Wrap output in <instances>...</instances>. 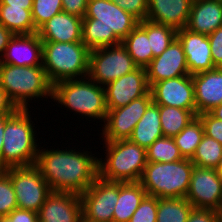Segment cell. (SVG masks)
Returning a JSON list of instances; mask_svg holds the SVG:
<instances>
[{
	"mask_svg": "<svg viewBox=\"0 0 222 222\" xmlns=\"http://www.w3.org/2000/svg\"><path fill=\"white\" fill-rule=\"evenodd\" d=\"M39 146L36 165L51 191L84 193L99 176L98 156L88 151L51 148ZM55 149V150H54ZM76 150V151H75ZM94 155V156H93Z\"/></svg>",
	"mask_w": 222,
	"mask_h": 222,
	"instance_id": "obj_1",
	"label": "cell"
},
{
	"mask_svg": "<svg viewBox=\"0 0 222 222\" xmlns=\"http://www.w3.org/2000/svg\"><path fill=\"white\" fill-rule=\"evenodd\" d=\"M30 112L29 109H17L5 115L1 169L36 164L38 134Z\"/></svg>",
	"mask_w": 222,
	"mask_h": 222,
	"instance_id": "obj_2",
	"label": "cell"
},
{
	"mask_svg": "<svg viewBox=\"0 0 222 222\" xmlns=\"http://www.w3.org/2000/svg\"><path fill=\"white\" fill-rule=\"evenodd\" d=\"M52 99L61 104L74 115L105 122L107 104L104 86L91 80L88 76L80 79H69L53 85ZM73 110V111H72ZM87 116V117H86ZM101 120V121H100Z\"/></svg>",
	"mask_w": 222,
	"mask_h": 222,
	"instance_id": "obj_3",
	"label": "cell"
},
{
	"mask_svg": "<svg viewBox=\"0 0 222 222\" xmlns=\"http://www.w3.org/2000/svg\"><path fill=\"white\" fill-rule=\"evenodd\" d=\"M0 88L17 109L31 108L28 102L35 99H52L53 85L48 80L43 66L0 64Z\"/></svg>",
	"mask_w": 222,
	"mask_h": 222,
	"instance_id": "obj_4",
	"label": "cell"
},
{
	"mask_svg": "<svg viewBox=\"0 0 222 222\" xmlns=\"http://www.w3.org/2000/svg\"><path fill=\"white\" fill-rule=\"evenodd\" d=\"M105 159H98L99 176L107 181L139 182L147 164L146 148L129 139L103 141Z\"/></svg>",
	"mask_w": 222,
	"mask_h": 222,
	"instance_id": "obj_5",
	"label": "cell"
},
{
	"mask_svg": "<svg viewBox=\"0 0 222 222\" xmlns=\"http://www.w3.org/2000/svg\"><path fill=\"white\" fill-rule=\"evenodd\" d=\"M194 167L190 159L174 162H147L139 183L147 195L157 198H185Z\"/></svg>",
	"mask_w": 222,
	"mask_h": 222,
	"instance_id": "obj_6",
	"label": "cell"
},
{
	"mask_svg": "<svg viewBox=\"0 0 222 222\" xmlns=\"http://www.w3.org/2000/svg\"><path fill=\"white\" fill-rule=\"evenodd\" d=\"M90 50L83 42H43L42 66L52 85L88 76Z\"/></svg>",
	"mask_w": 222,
	"mask_h": 222,
	"instance_id": "obj_7",
	"label": "cell"
},
{
	"mask_svg": "<svg viewBox=\"0 0 222 222\" xmlns=\"http://www.w3.org/2000/svg\"><path fill=\"white\" fill-rule=\"evenodd\" d=\"M10 177L19 209L38 213L52 192L36 164L3 169Z\"/></svg>",
	"mask_w": 222,
	"mask_h": 222,
	"instance_id": "obj_8",
	"label": "cell"
},
{
	"mask_svg": "<svg viewBox=\"0 0 222 222\" xmlns=\"http://www.w3.org/2000/svg\"><path fill=\"white\" fill-rule=\"evenodd\" d=\"M136 68L122 43L90 50L88 77L101 86L117 80Z\"/></svg>",
	"mask_w": 222,
	"mask_h": 222,
	"instance_id": "obj_9",
	"label": "cell"
},
{
	"mask_svg": "<svg viewBox=\"0 0 222 222\" xmlns=\"http://www.w3.org/2000/svg\"><path fill=\"white\" fill-rule=\"evenodd\" d=\"M82 218L88 222H113L114 208L118 202V182L98 176L80 195Z\"/></svg>",
	"mask_w": 222,
	"mask_h": 222,
	"instance_id": "obj_10",
	"label": "cell"
},
{
	"mask_svg": "<svg viewBox=\"0 0 222 222\" xmlns=\"http://www.w3.org/2000/svg\"><path fill=\"white\" fill-rule=\"evenodd\" d=\"M152 102V95L149 92L126 106L108 109L105 122L101 124L103 128L100 133L102 141L129 139L137 122Z\"/></svg>",
	"mask_w": 222,
	"mask_h": 222,
	"instance_id": "obj_11",
	"label": "cell"
},
{
	"mask_svg": "<svg viewBox=\"0 0 222 222\" xmlns=\"http://www.w3.org/2000/svg\"><path fill=\"white\" fill-rule=\"evenodd\" d=\"M194 208L222 209V177L214 168L194 165L185 197Z\"/></svg>",
	"mask_w": 222,
	"mask_h": 222,
	"instance_id": "obj_12",
	"label": "cell"
},
{
	"mask_svg": "<svg viewBox=\"0 0 222 222\" xmlns=\"http://www.w3.org/2000/svg\"><path fill=\"white\" fill-rule=\"evenodd\" d=\"M83 19H93V26H103L107 35H116L121 41L139 21L110 0H88Z\"/></svg>",
	"mask_w": 222,
	"mask_h": 222,
	"instance_id": "obj_13",
	"label": "cell"
},
{
	"mask_svg": "<svg viewBox=\"0 0 222 222\" xmlns=\"http://www.w3.org/2000/svg\"><path fill=\"white\" fill-rule=\"evenodd\" d=\"M153 103L191 110L196 114L192 75H185L153 83L150 86Z\"/></svg>",
	"mask_w": 222,
	"mask_h": 222,
	"instance_id": "obj_14",
	"label": "cell"
},
{
	"mask_svg": "<svg viewBox=\"0 0 222 222\" xmlns=\"http://www.w3.org/2000/svg\"><path fill=\"white\" fill-rule=\"evenodd\" d=\"M107 109L126 106L150 92L146 69L137 67L130 73L104 86Z\"/></svg>",
	"mask_w": 222,
	"mask_h": 222,
	"instance_id": "obj_15",
	"label": "cell"
},
{
	"mask_svg": "<svg viewBox=\"0 0 222 222\" xmlns=\"http://www.w3.org/2000/svg\"><path fill=\"white\" fill-rule=\"evenodd\" d=\"M145 69L149 86L162 80L190 75L182 44L177 38Z\"/></svg>",
	"mask_w": 222,
	"mask_h": 222,
	"instance_id": "obj_16",
	"label": "cell"
},
{
	"mask_svg": "<svg viewBox=\"0 0 222 222\" xmlns=\"http://www.w3.org/2000/svg\"><path fill=\"white\" fill-rule=\"evenodd\" d=\"M176 38L182 44L190 75L215 68L208 35L195 33L187 28H182L177 30Z\"/></svg>",
	"mask_w": 222,
	"mask_h": 222,
	"instance_id": "obj_17",
	"label": "cell"
},
{
	"mask_svg": "<svg viewBox=\"0 0 222 222\" xmlns=\"http://www.w3.org/2000/svg\"><path fill=\"white\" fill-rule=\"evenodd\" d=\"M39 222H80L82 204L80 195L52 191L38 211Z\"/></svg>",
	"mask_w": 222,
	"mask_h": 222,
	"instance_id": "obj_18",
	"label": "cell"
},
{
	"mask_svg": "<svg viewBox=\"0 0 222 222\" xmlns=\"http://www.w3.org/2000/svg\"><path fill=\"white\" fill-rule=\"evenodd\" d=\"M43 42L38 33L15 34L10 39L0 64L42 66Z\"/></svg>",
	"mask_w": 222,
	"mask_h": 222,
	"instance_id": "obj_19",
	"label": "cell"
},
{
	"mask_svg": "<svg viewBox=\"0 0 222 222\" xmlns=\"http://www.w3.org/2000/svg\"><path fill=\"white\" fill-rule=\"evenodd\" d=\"M196 115L210 112L222 103V68L192 75Z\"/></svg>",
	"mask_w": 222,
	"mask_h": 222,
	"instance_id": "obj_20",
	"label": "cell"
},
{
	"mask_svg": "<svg viewBox=\"0 0 222 222\" xmlns=\"http://www.w3.org/2000/svg\"><path fill=\"white\" fill-rule=\"evenodd\" d=\"M82 20L62 11L44 23L37 33L42 42H82Z\"/></svg>",
	"mask_w": 222,
	"mask_h": 222,
	"instance_id": "obj_21",
	"label": "cell"
},
{
	"mask_svg": "<svg viewBox=\"0 0 222 222\" xmlns=\"http://www.w3.org/2000/svg\"><path fill=\"white\" fill-rule=\"evenodd\" d=\"M193 0H148L146 20L168 25L176 30L185 28Z\"/></svg>",
	"mask_w": 222,
	"mask_h": 222,
	"instance_id": "obj_22",
	"label": "cell"
},
{
	"mask_svg": "<svg viewBox=\"0 0 222 222\" xmlns=\"http://www.w3.org/2000/svg\"><path fill=\"white\" fill-rule=\"evenodd\" d=\"M222 26V0H193L185 28L210 35Z\"/></svg>",
	"mask_w": 222,
	"mask_h": 222,
	"instance_id": "obj_23",
	"label": "cell"
},
{
	"mask_svg": "<svg viewBox=\"0 0 222 222\" xmlns=\"http://www.w3.org/2000/svg\"><path fill=\"white\" fill-rule=\"evenodd\" d=\"M146 195L139 182H118V202L114 208L113 222H129Z\"/></svg>",
	"mask_w": 222,
	"mask_h": 222,
	"instance_id": "obj_24",
	"label": "cell"
},
{
	"mask_svg": "<svg viewBox=\"0 0 222 222\" xmlns=\"http://www.w3.org/2000/svg\"><path fill=\"white\" fill-rule=\"evenodd\" d=\"M163 136L159 105L152 102L146 109L142 118L137 122L129 140L147 149L158 138Z\"/></svg>",
	"mask_w": 222,
	"mask_h": 222,
	"instance_id": "obj_25",
	"label": "cell"
},
{
	"mask_svg": "<svg viewBox=\"0 0 222 222\" xmlns=\"http://www.w3.org/2000/svg\"><path fill=\"white\" fill-rule=\"evenodd\" d=\"M137 67L146 68L152 61V50L147 37V20L138 25L122 40Z\"/></svg>",
	"mask_w": 222,
	"mask_h": 222,
	"instance_id": "obj_26",
	"label": "cell"
},
{
	"mask_svg": "<svg viewBox=\"0 0 222 222\" xmlns=\"http://www.w3.org/2000/svg\"><path fill=\"white\" fill-rule=\"evenodd\" d=\"M32 9L0 5V23L15 34H33L38 30L32 20Z\"/></svg>",
	"mask_w": 222,
	"mask_h": 222,
	"instance_id": "obj_27",
	"label": "cell"
},
{
	"mask_svg": "<svg viewBox=\"0 0 222 222\" xmlns=\"http://www.w3.org/2000/svg\"><path fill=\"white\" fill-rule=\"evenodd\" d=\"M159 114L161 130L166 137H174L197 117L191 110L165 105H159Z\"/></svg>",
	"mask_w": 222,
	"mask_h": 222,
	"instance_id": "obj_28",
	"label": "cell"
},
{
	"mask_svg": "<svg viewBox=\"0 0 222 222\" xmlns=\"http://www.w3.org/2000/svg\"><path fill=\"white\" fill-rule=\"evenodd\" d=\"M193 208L186 198H158L156 222H186Z\"/></svg>",
	"mask_w": 222,
	"mask_h": 222,
	"instance_id": "obj_29",
	"label": "cell"
},
{
	"mask_svg": "<svg viewBox=\"0 0 222 222\" xmlns=\"http://www.w3.org/2000/svg\"><path fill=\"white\" fill-rule=\"evenodd\" d=\"M204 135V126L197 116L180 133L175 135L176 146L183 158L191 159Z\"/></svg>",
	"mask_w": 222,
	"mask_h": 222,
	"instance_id": "obj_30",
	"label": "cell"
},
{
	"mask_svg": "<svg viewBox=\"0 0 222 222\" xmlns=\"http://www.w3.org/2000/svg\"><path fill=\"white\" fill-rule=\"evenodd\" d=\"M82 42L89 50L122 43L116 35H107L105 27L93 26V19L82 20Z\"/></svg>",
	"mask_w": 222,
	"mask_h": 222,
	"instance_id": "obj_31",
	"label": "cell"
},
{
	"mask_svg": "<svg viewBox=\"0 0 222 222\" xmlns=\"http://www.w3.org/2000/svg\"><path fill=\"white\" fill-rule=\"evenodd\" d=\"M177 30L171 26L147 20V37L152 50V59L161 55L176 39Z\"/></svg>",
	"mask_w": 222,
	"mask_h": 222,
	"instance_id": "obj_32",
	"label": "cell"
},
{
	"mask_svg": "<svg viewBox=\"0 0 222 222\" xmlns=\"http://www.w3.org/2000/svg\"><path fill=\"white\" fill-rule=\"evenodd\" d=\"M221 156L222 144L204 134L190 160L197 167L215 169Z\"/></svg>",
	"mask_w": 222,
	"mask_h": 222,
	"instance_id": "obj_33",
	"label": "cell"
},
{
	"mask_svg": "<svg viewBox=\"0 0 222 222\" xmlns=\"http://www.w3.org/2000/svg\"><path fill=\"white\" fill-rule=\"evenodd\" d=\"M147 162H174L183 159L173 137L158 138L146 149Z\"/></svg>",
	"mask_w": 222,
	"mask_h": 222,
	"instance_id": "obj_34",
	"label": "cell"
},
{
	"mask_svg": "<svg viewBox=\"0 0 222 222\" xmlns=\"http://www.w3.org/2000/svg\"><path fill=\"white\" fill-rule=\"evenodd\" d=\"M63 11L62 0H33L32 20L38 30L54 15Z\"/></svg>",
	"mask_w": 222,
	"mask_h": 222,
	"instance_id": "obj_35",
	"label": "cell"
},
{
	"mask_svg": "<svg viewBox=\"0 0 222 222\" xmlns=\"http://www.w3.org/2000/svg\"><path fill=\"white\" fill-rule=\"evenodd\" d=\"M18 208L15 191L9 175L0 169V215H9Z\"/></svg>",
	"mask_w": 222,
	"mask_h": 222,
	"instance_id": "obj_36",
	"label": "cell"
},
{
	"mask_svg": "<svg viewBox=\"0 0 222 222\" xmlns=\"http://www.w3.org/2000/svg\"><path fill=\"white\" fill-rule=\"evenodd\" d=\"M158 198L146 195L129 222H156Z\"/></svg>",
	"mask_w": 222,
	"mask_h": 222,
	"instance_id": "obj_37",
	"label": "cell"
},
{
	"mask_svg": "<svg viewBox=\"0 0 222 222\" xmlns=\"http://www.w3.org/2000/svg\"><path fill=\"white\" fill-rule=\"evenodd\" d=\"M111 2L117 4L124 11L131 14L139 22L146 20L148 0H110Z\"/></svg>",
	"mask_w": 222,
	"mask_h": 222,
	"instance_id": "obj_38",
	"label": "cell"
},
{
	"mask_svg": "<svg viewBox=\"0 0 222 222\" xmlns=\"http://www.w3.org/2000/svg\"><path fill=\"white\" fill-rule=\"evenodd\" d=\"M197 116L203 123L204 134L222 144V120L213 117L209 112Z\"/></svg>",
	"mask_w": 222,
	"mask_h": 222,
	"instance_id": "obj_39",
	"label": "cell"
},
{
	"mask_svg": "<svg viewBox=\"0 0 222 222\" xmlns=\"http://www.w3.org/2000/svg\"><path fill=\"white\" fill-rule=\"evenodd\" d=\"M208 39L214 66L222 68V26L208 35Z\"/></svg>",
	"mask_w": 222,
	"mask_h": 222,
	"instance_id": "obj_40",
	"label": "cell"
},
{
	"mask_svg": "<svg viewBox=\"0 0 222 222\" xmlns=\"http://www.w3.org/2000/svg\"><path fill=\"white\" fill-rule=\"evenodd\" d=\"M186 222H218V211L214 209L193 208Z\"/></svg>",
	"mask_w": 222,
	"mask_h": 222,
	"instance_id": "obj_41",
	"label": "cell"
},
{
	"mask_svg": "<svg viewBox=\"0 0 222 222\" xmlns=\"http://www.w3.org/2000/svg\"><path fill=\"white\" fill-rule=\"evenodd\" d=\"M88 0H62L63 12L84 18Z\"/></svg>",
	"mask_w": 222,
	"mask_h": 222,
	"instance_id": "obj_42",
	"label": "cell"
},
{
	"mask_svg": "<svg viewBox=\"0 0 222 222\" xmlns=\"http://www.w3.org/2000/svg\"><path fill=\"white\" fill-rule=\"evenodd\" d=\"M7 216L16 218V222H39L38 213L26 209L16 208Z\"/></svg>",
	"mask_w": 222,
	"mask_h": 222,
	"instance_id": "obj_43",
	"label": "cell"
},
{
	"mask_svg": "<svg viewBox=\"0 0 222 222\" xmlns=\"http://www.w3.org/2000/svg\"><path fill=\"white\" fill-rule=\"evenodd\" d=\"M17 110V107L9 99L7 94L2 88H0V117L8 114H12Z\"/></svg>",
	"mask_w": 222,
	"mask_h": 222,
	"instance_id": "obj_44",
	"label": "cell"
},
{
	"mask_svg": "<svg viewBox=\"0 0 222 222\" xmlns=\"http://www.w3.org/2000/svg\"><path fill=\"white\" fill-rule=\"evenodd\" d=\"M13 33L0 23V59L2 58L5 49L13 37Z\"/></svg>",
	"mask_w": 222,
	"mask_h": 222,
	"instance_id": "obj_45",
	"label": "cell"
},
{
	"mask_svg": "<svg viewBox=\"0 0 222 222\" xmlns=\"http://www.w3.org/2000/svg\"><path fill=\"white\" fill-rule=\"evenodd\" d=\"M0 5H10L11 7L32 9L33 0H0Z\"/></svg>",
	"mask_w": 222,
	"mask_h": 222,
	"instance_id": "obj_46",
	"label": "cell"
},
{
	"mask_svg": "<svg viewBox=\"0 0 222 222\" xmlns=\"http://www.w3.org/2000/svg\"><path fill=\"white\" fill-rule=\"evenodd\" d=\"M4 129H5V115L0 117V169H1V154L3 148V136H4Z\"/></svg>",
	"mask_w": 222,
	"mask_h": 222,
	"instance_id": "obj_47",
	"label": "cell"
},
{
	"mask_svg": "<svg viewBox=\"0 0 222 222\" xmlns=\"http://www.w3.org/2000/svg\"><path fill=\"white\" fill-rule=\"evenodd\" d=\"M213 117L222 120V103L219 104L218 106L214 107L210 112H209Z\"/></svg>",
	"mask_w": 222,
	"mask_h": 222,
	"instance_id": "obj_48",
	"label": "cell"
},
{
	"mask_svg": "<svg viewBox=\"0 0 222 222\" xmlns=\"http://www.w3.org/2000/svg\"><path fill=\"white\" fill-rule=\"evenodd\" d=\"M215 170L222 177V156H221L219 163L216 166Z\"/></svg>",
	"mask_w": 222,
	"mask_h": 222,
	"instance_id": "obj_49",
	"label": "cell"
},
{
	"mask_svg": "<svg viewBox=\"0 0 222 222\" xmlns=\"http://www.w3.org/2000/svg\"><path fill=\"white\" fill-rule=\"evenodd\" d=\"M1 222H16V218H9L7 215L2 216Z\"/></svg>",
	"mask_w": 222,
	"mask_h": 222,
	"instance_id": "obj_50",
	"label": "cell"
},
{
	"mask_svg": "<svg viewBox=\"0 0 222 222\" xmlns=\"http://www.w3.org/2000/svg\"><path fill=\"white\" fill-rule=\"evenodd\" d=\"M218 222H222V209L218 211Z\"/></svg>",
	"mask_w": 222,
	"mask_h": 222,
	"instance_id": "obj_51",
	"label": "cell"
},
{
	"mask_svg": "<svg viewBox=\"0 0 222 222\" xmlns=\"http://www.w3.org/2000/svg\"><path fill=\"white\" fill-rule=\"evenodd\" d=\"M80 222H88V221H86L85 219L82 218V219L80 220Z\"/></svg>",
	"mask_w": 222,
	"mask_h": 222,
	"instance_id": "obj_52",
	"label": "cell"
}]
</instances>
